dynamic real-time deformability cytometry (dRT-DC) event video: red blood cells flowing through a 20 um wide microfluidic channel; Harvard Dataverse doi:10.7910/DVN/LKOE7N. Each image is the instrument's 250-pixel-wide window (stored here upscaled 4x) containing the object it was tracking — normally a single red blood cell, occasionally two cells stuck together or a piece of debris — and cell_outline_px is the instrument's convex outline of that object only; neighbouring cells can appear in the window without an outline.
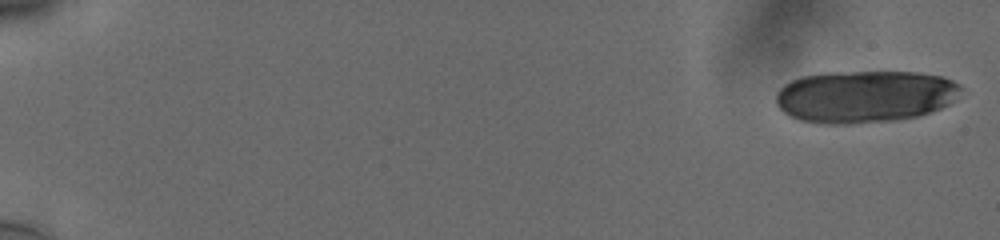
{"species": "human", "species_latin": "Homo sapiens", "temperature_condition": "cold", "stored_images_in_passage": 29, "camera_frame_rate_fps": 3000, "um_per_image_px": 0.085, "donor": {"sex": "male"}, "frame": {"image": 1, "passage_image": 1, "time_ms": 0.0, "image_size_px": [1000, 240], "cell_outline_px": [[964, 88], [948, 104], [940, 108], [916, 116], [896, 120], [852, 124], [820, 124], [800, 120], [784, 112], [776, 104], [776, 92], [784, 84], [792, 80], [804, 76], [824, 72], [916, 72], [940, 76], [952, 80], [960, 84]], "centroid_in_image_um": [73.49, 8.2], "position_along_channel_um": 11.5, "area_um2": 56.47}}
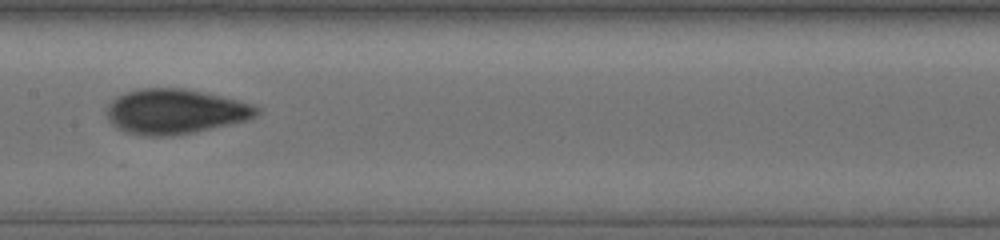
{"frame": {"image": 2, "passage_image": 15, "time_ms": 4.667, "image_size_px": [1000, 240], "cell_outline_px": [[260, 112], [256, 116], [248, 120], [192, 132], [172, 136], [144, 136], [128, 132], [116, 128], [108, 120], [108, 104], [116, 96], [124, 92], [140, 88], [184, 88], [240, 100], [252, 104], [260, 108]], "centroid_in_image_um": [14.89, 9.47], "position_along_channel_um": 192.5, "area_um2": 39.3}}
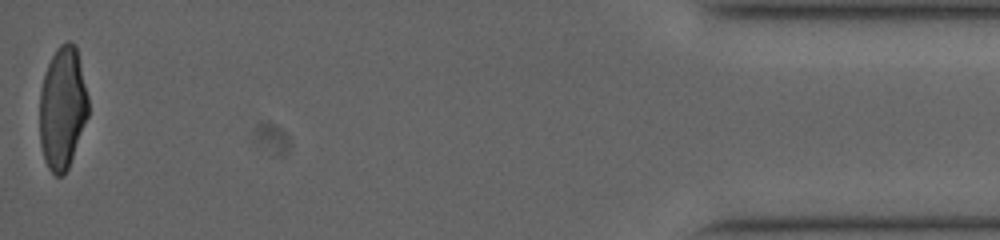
{"frame": {"image": 3, "passage_image": 29, "time_ms": 9.333, "image_size_px": [1000, 240], "cell_outline_px": [[88, 116], [68, 168], [60, 176], [56, 176], [48, 168], [44, 160], [40, 144], [40, 92], [44, 76], [48, 64], [56, 48], [60, 44], [68, 40], [72, 40], [76, 44], [88, 96]], "centroid_in_image_um": [5.31, 9.14], "position_along_channel_um": 429.9, "area_um2": 34.74}}